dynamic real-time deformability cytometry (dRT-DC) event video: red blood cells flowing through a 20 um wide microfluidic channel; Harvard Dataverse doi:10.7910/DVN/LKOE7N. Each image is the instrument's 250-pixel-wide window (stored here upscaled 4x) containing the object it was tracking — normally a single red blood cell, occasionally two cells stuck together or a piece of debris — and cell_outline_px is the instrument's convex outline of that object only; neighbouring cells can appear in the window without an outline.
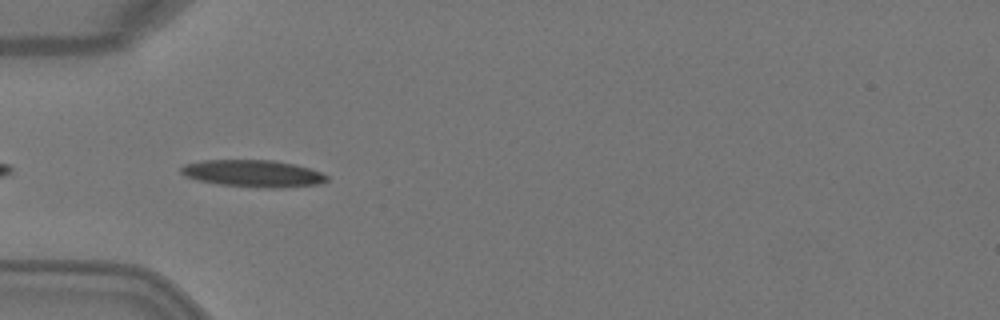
{"species": "Egyptian fruit bat (a non-hibernating species)", "species_latin": "Rousettus aegyptiacus", "temperature_condition": "warm", "stored_images_in_passage": 3, "camera_frame_rate_fps": 3000, "um_per_image_px": 0.085, "animal": {"sex": "female"}, "frame": {"image": 1, "passage_image": 1, "time_ms": 0.0, "image_size_px": [1000, 320], "cell_outline_px": [[328, 180], [320, 184], [276, 188], [264, 188], [220, 184], [200, 180], [184, 176], [180, 172], [180, 168], [184, 164], [204, 160], [272, 160], [292, 164], [308, 168], [320, 172], [328, 176]], "centroid_in_image_um": [21.5, 14.74], "position_along_channel_um": 63.5, "area_um2": 22.77}}
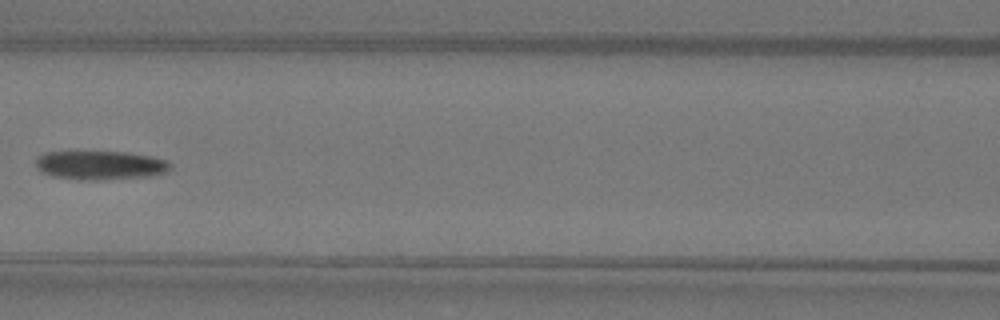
{"frame": {"image": 2, "passage_image": 3, "time_ms": 0.667, "image_size_px": [1000, 320], "cell_outline_px": [[172, 168], [168, 172], [144, 176], [100, 180], [84, 180], [52, 176], [40, 172], [36, 168], [36, 156], [44, 152], [124, 152], [152, 156], [168, 160]], "centroid_in_image_um": [8.49, 14.04], "position_along_channel_um": 158.1, "area_um2": 22.72}}